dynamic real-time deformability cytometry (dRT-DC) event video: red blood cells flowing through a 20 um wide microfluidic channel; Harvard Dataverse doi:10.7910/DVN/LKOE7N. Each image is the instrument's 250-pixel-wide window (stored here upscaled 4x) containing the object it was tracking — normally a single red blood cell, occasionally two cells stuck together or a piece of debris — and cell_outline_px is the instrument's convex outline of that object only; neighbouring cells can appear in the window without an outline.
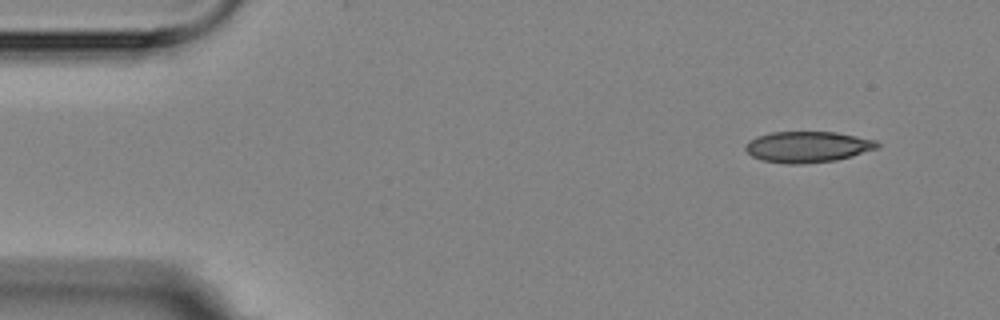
{"species": "Egyptian fruit bat (a non-hibernating species)", "species_latin": "Rousettus aegyptiacus", "temperature_condition": "room temperature", "stored_images_in_passage": 4, "camera_frame_rate_fps": 3000, "um_per_image_px": 0.085, "animal": {"sex": "female"}, "frame": {"image": 1, "passage_image": 1, "time_ms": 0.0, "image_size_px": [1000, 320], "cell_outline_px": [[880, 148], [852, 156], [836, 160], [800, 164], [788, 164], [760, 160], [752, 156], [744, 148], [744, 144], [748, 140], [756, 136], [772, 132], [836, 132], [876, 140], [880, 144]], "centroid_in_image_um": [68.64, 12.48], "position_along_channel_um": 16.4, "area_um2": 24.04}}
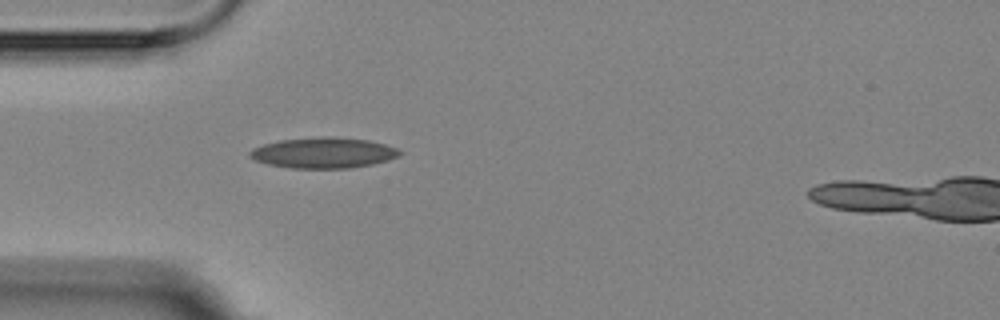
{"frame": {"image": 2, "passage_image": 4, "time_ms": 3.667, "image_size_px": [1000, 320], "cell_outline_px": [[404, 152], [400, 156], [388, 160], [372, 164], [348, 168], [292, 168], [268, 164], [256, 160], [248, 156], [248, 152], [252, 148], [264, 144], [280, 140], [320, 136], [324, 136], [368, 140], [384, 144], [396, 148]], "centroid_in_image_um": [27.49, 12.98], "position_along_channel_um": 57.5, "area_um2": 26.76}}